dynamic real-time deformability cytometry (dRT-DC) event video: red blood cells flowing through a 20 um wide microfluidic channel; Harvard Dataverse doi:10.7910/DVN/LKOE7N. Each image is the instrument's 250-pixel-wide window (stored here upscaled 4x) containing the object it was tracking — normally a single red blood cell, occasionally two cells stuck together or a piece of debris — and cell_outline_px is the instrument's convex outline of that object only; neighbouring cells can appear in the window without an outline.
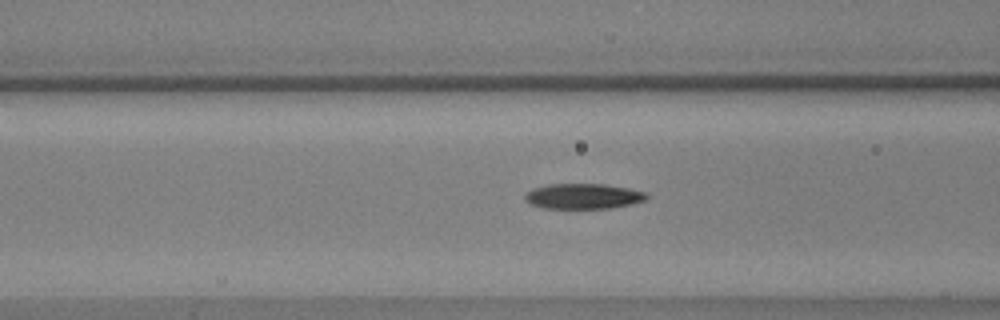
{"species": "common noctule bat (a hibernating species)", "species_latin": "Nyctalus noctula", "temperature_condition": "warm", "stored_images_in_passage": 52, "camera_frame_rate_fps": 3000, "um_per_image_px": 0.085, "animal": {"sex": "male", "body_mass_g": 17.9, "forearm_length_mm": 54.2}, "frame": {"image": 1, "passage_image": 22, "time_ms": 7.0, "image_size_px": [1000, 320], "cell_outline_px": [[648, 196], [644, 200], [632, 204], [612, 208], [544, 208], [532, 204], [524, 200], [524, 196], [532, 188], [548, 184], [604, 184], [628, 188], [644, 192]], "centroid_in_image_um": [49.56, 16.68], "position_along_channel_um": 117.0, "area_um2": 17.86}}
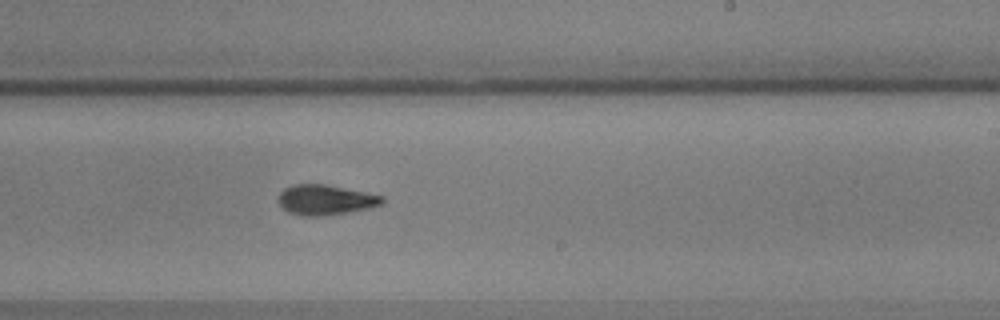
{"frame": {"image": 2, "passage_image": 34, "time_ms": 11.0, "image_size_px": [1000, 320], "cell_outline_px": [[384, 200], [380, 204], [368, 208], [348, 212], [324, 216], [300, 216], [288, 212], [280, 204], [280, 192], [284, 188], [292, 184], [324, 184], [384, 196]], "centroid_in_image_um": [27.64, 16.99], "position_along_channel_um": 261.4, "area_um2": 18.03}}
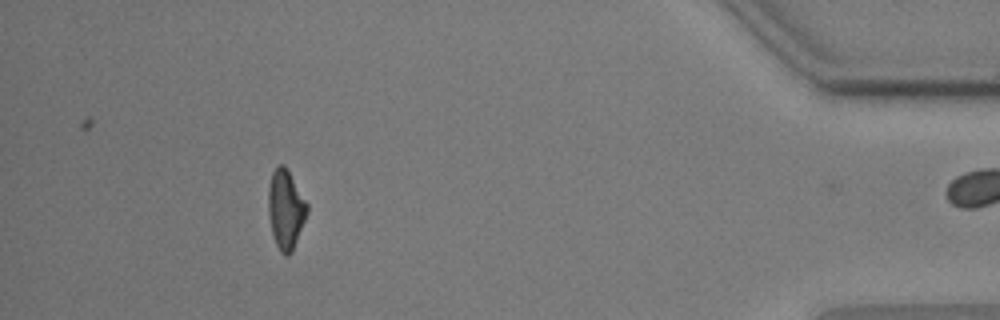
{"frame": {"image": 3, "passage_image": 51, "time_ms": 16.667, "image_size_px": [1000, 320], "cell_outline_px": [[308, 212], [292, 252], [288, 256], [284, 256], [280, 252], [272, 236], [268, 216], [268, 188], [272, 172], [280, 164], [284, 164], [308, 204]], "centroid_in_image_um": [24.27, 17.83], "position_along_channel_um": 410.9, "area_um2": 17.98}, "authors_computed_cell_mechanics": {"area_um2": 17.918, "velocity_mm_per_s": 3.6061, "shape_relaxation_time_tau1_ms": 5.6174, "shape_relaxation_time_tau2_ms": 2.6523, "deformation_change_tau1": 0.1925, "deformation_change_tau2": 0.1015}}